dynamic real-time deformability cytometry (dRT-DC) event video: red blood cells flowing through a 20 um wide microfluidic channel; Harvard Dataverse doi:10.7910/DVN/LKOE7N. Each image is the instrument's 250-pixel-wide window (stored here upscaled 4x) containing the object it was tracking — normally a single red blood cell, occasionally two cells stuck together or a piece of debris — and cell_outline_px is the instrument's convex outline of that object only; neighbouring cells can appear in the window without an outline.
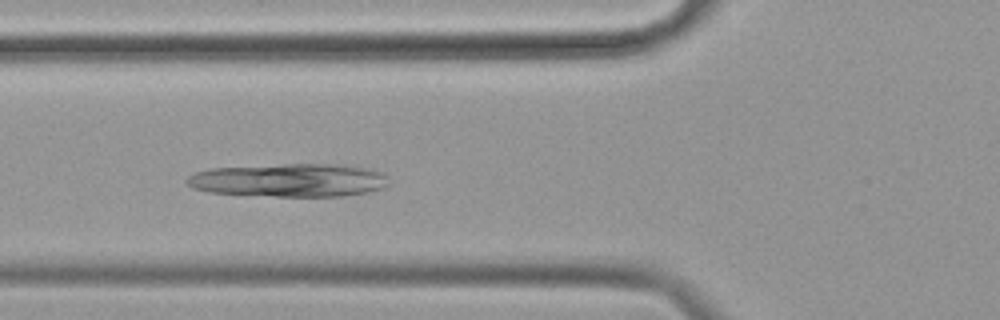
{"species": "common noctule bat (a hibernating species)", "species_latin": "Nyctalus noctula", "temperature_condition": "cold", "stored_images_in_passage": 41, "camera_frame_rate_fps": 3000, "um_per_image_px": 0.085, "animal": {"sex": "female", "body_mass_g": 19.9}, "frame": {"image": 1, "passage_image": 6, "time_ms": 1.667, "image_size_px": [1000, 320], "cell_outline_px": [[388, 184], [384, 188], [368, 192], [344, 196], [276, 196], [208, 192], [192, 188], [184, 184], [184, 180], [188, 176], [196, 172], [212, 168], [284, 164], [344, 164], [372, 168], [384, 172], [388, 176]], "centroid_in_image_um": [24.63, 15.31], "position_along_channel_um": 101.2, "area_um2": 39.65}}
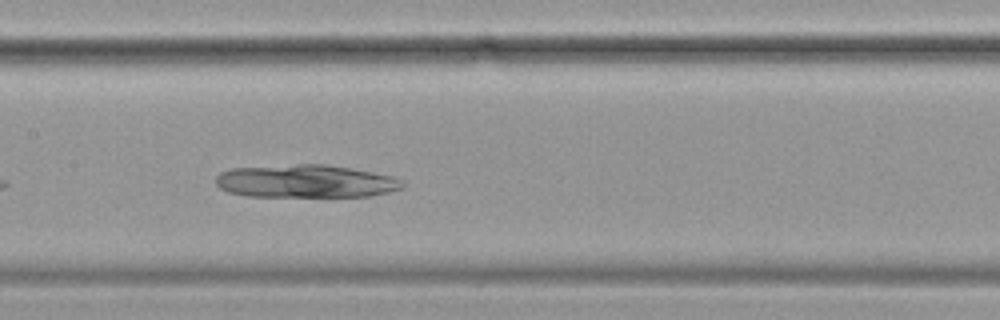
{"frame": {"image": 2, "passage_image": 13, "time_ms": 4.0, "image_size_px": [1000, 320], "cell_outline_px": [[404, 188], [388, 192], [368, 196], [244, 196], [228, 192], [220, 188], [216, 184], [216, 176], [220, 172], [232, 168], [296, 164], [324, 164], [372, 172], [392, 176], [404, 180]], "centroid_in_image_um": [25.97, 15.41], "position_along_channel_um": 181.4, "area_um2": 35.84}}
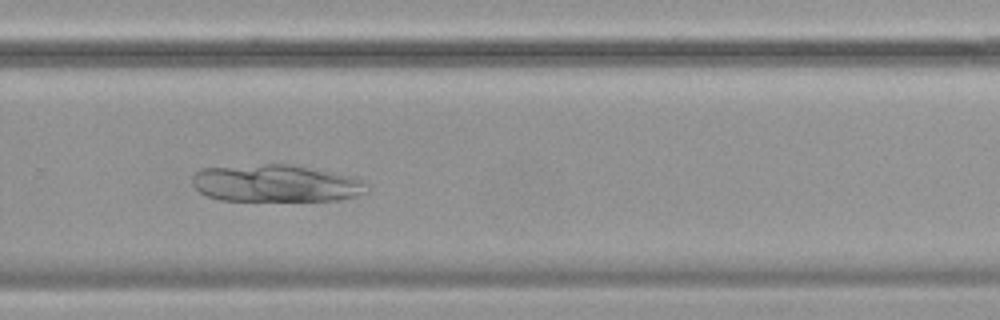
{"frame": {"image": 3, "passage_image": 24, "time_ms": 7.667, "image_size_px": [1000, 320], "cell_outline_px": [[372, 188], [368, 192], [356, 196], [340, 200], [220, 200], [204, 196], [192, 184], [192, 176], [200, 168], [264, 164], [288, 164], [356, 176], [372, 184]], "centroid_in_image_um": [23.53, 15.58], "position_along_channel_um": 306.3, "area_um2": 38.49}}